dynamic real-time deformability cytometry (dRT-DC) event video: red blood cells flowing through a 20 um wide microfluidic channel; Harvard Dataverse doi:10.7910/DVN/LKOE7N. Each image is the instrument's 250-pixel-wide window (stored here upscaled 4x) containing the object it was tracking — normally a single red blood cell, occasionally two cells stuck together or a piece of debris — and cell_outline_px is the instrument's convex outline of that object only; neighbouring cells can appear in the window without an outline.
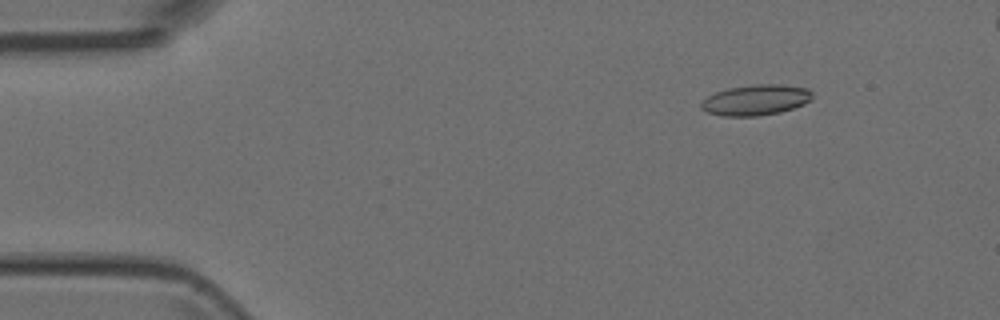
{"species": "Egyptian fruit bat (a non-hibernating species)", "species_latin": "Rousettus aegyptiacus", "temperature_condition": "room temperature", "stored_images_in_passage": 48, "camera_frame_rate_fps": 3000, "um_per_image_px": 0.085, "animal": {"sex": "female"}, "frame": {"image": 1, "passage_image": 4, "time_ms": 1.0, "image_size_px": [1000, 320], "cell_outline_px": [[812, 100], [804, 104], [780, 112], [760, 116], [724, 116], [708, 112], [700, 108], [700, 104], [708, 96], [716, 92], [728, 88], [752, 84], [780, 84], [808, 88], [812, 92]], "centroid_in_image_um": [64.26, 8.49], "position_along_channel_um": 20.7, "area_um2": 19.88}}
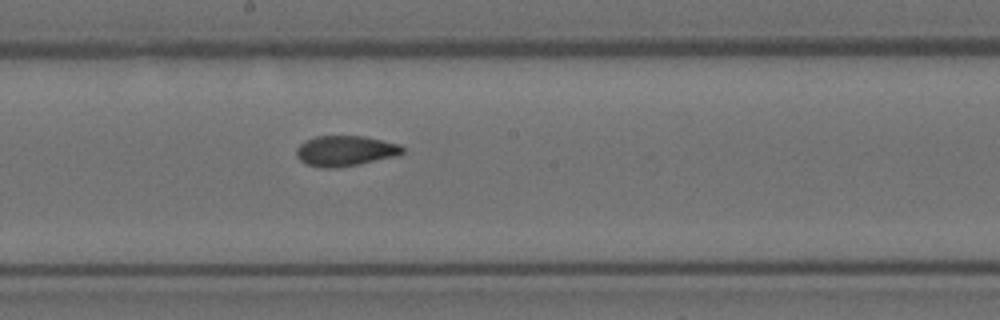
{"frame": {"image": 2, "passage_image": 25, "time_ms": 8.0, "image_size_px": [1000, 320], "cell_outline_px": [[404, 152], [396, 156], [336, 168], [328, 168], [308, 164], [300, 160], [296, 156], [296, 148], [304, 140], [316, 136], [364, 136], [400, 144], [404, 148]], "centroid_in_image_um": [29.34, 12.8], "position_along_channel_um": 218.9, "area_um2": 18.67}}
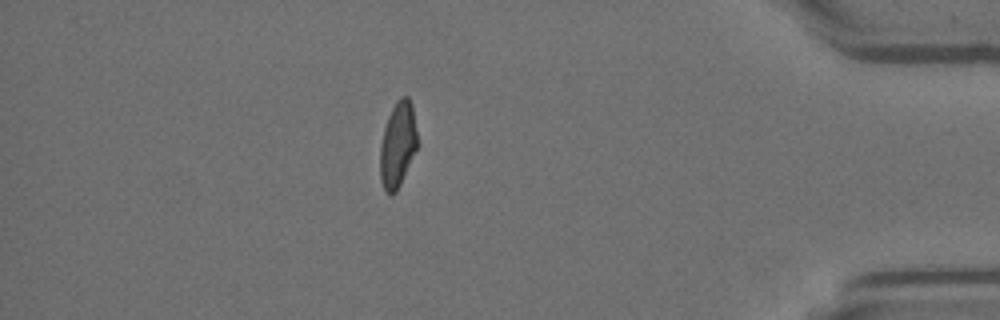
{"frame": {"image": 3, "passage_image": 42, "time_ms": 13.667, "image_size_px": [1000, 320], "cell_outline_px": [[420, 144], [396, 192], [392, 196], [384, 192], [380, 180], [380, 144], [384, 128], [388, 116], [396, 100], [400, 96], [408, 96], [412, 104]], "centroid_in_image_um": [33.83, 12.3], "position_along_channel_um": 401.4, "area_um2": 19.19}}